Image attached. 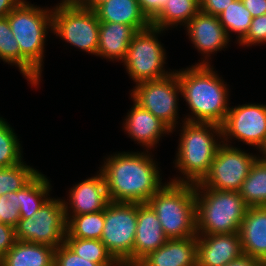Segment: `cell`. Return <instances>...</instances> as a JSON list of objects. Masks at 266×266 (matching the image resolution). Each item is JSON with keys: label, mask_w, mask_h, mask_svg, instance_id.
<instances>
[{"label": "cell", "mask_w": 266, "mask_h": 266, "mask_svg": "<svg viewBox=\"0 0 266 266\" xmlns=\"http://www.w3.org/2000/svg\"><path fill=\"white\" fill-rule=\"evenodd\" d=\"M151 153L123 151L105 157L100 171L110 201L147 203L165 184Z\"/></svg>", "instance_id": "1"}, {"label": "cell", "mask_w": 266, "mask_h": 266, "mask_svg": "<svg viewBox=\"0 0 266 266\" xmlns=\"http://www.w3.org/2000/svg\"><path fill=\"white\" fill-rule=\"evenodd\" d=\"M211 65H192L177 70L181 97L191 111L184 121L222 125L229 106V88Z\"/></svg>", "instance_id": "2"}, {"label": "cell", "mask_w": 266, "mask_h": 266, "mask_svg": "<svg viewBox=\"0 0 266 266\" xmlns=\"http://www.w3.org/2000/svg\"><path fill=\"white\" fill-rule=\"evenodd\" d=\"M52 8L22 0L6 17L20 48V72L37 87L43 71L45 42L52 32Z\"/></svg>", "instance_id": "3"}, {"label": "cell", "mask_w": 266, "mask_h": 266, "mask_svg": "<svg viewBox=\"0 0 266 266\" xmlns=\"http://www.w3.org/2000/svg\"><path fill=\"white\" fill-rule=\"evenodd\" d=\"M182 124L176 159L173 161L174 168L181 172V176L173 177L170 181L197 184L209 173L211 163L223 143L222 129L214 123L188 122L183 119Z\"/></svg>", "instance_id": "4"}, {"label": "cell", "mask_w": 266, "mask_h": 266, "mask_svg": "<svg viewBox=\"0 0 266 266\" xmlns=\"http://www.w3.org/2000/svg\"><path fill=\"white\" fill-rule=\"evenodd\" d=\"M147 203L168 239L197 235L195 184L165 182Z\"/></svg>", "instance_id": "5"}, {"label": "cell", "mask_w": 266, "mask_h": 266, "mask_svg": "<svg viewBox=\"0 0 266 266\" xmlns=\"http://www.w3.org/2000/svg\"><path fill=\"white\" fill-rule=\"evenodd\" d=\"M197 235L239 232L248 206L237 191H220L195 184Z\"/></svg>", "instance_id": "6"}, {"label": "cell", "mask_w": 266, "mask_h": 266, "mask_svg": "<svg viewBox=\"0 0 266 266\" xmlns=\"http://www.w3.org/2000/svg\"><path fill=\"white\" fill-rule=\"evenodd\" d=\"M165 32L150 25L137 31L128 47L124 66L129 77L135 84L162 79L173 71L165 69L166 49L158 39V35Z\"/></svg>", "instance_id": "7"}, {"label": "cell", "mask_w": 266, "mask_h": 266, "mask_svg": "<svg viewBox=\"0 0 266 266\" xmlns=\"http://www.w3.org/2000/svg\"><path fill=\"white\" fill-rule=\"evenodd\" d=\"M138 203L110 201L104 210L101 241L121 266H133Z\"/></svg>", "instance_id": "8"}, {"label": "cell", "mask_w": 266, "mask_h": 266, "mask_svg": "<svg viewBox=\"0 0 266 266\" xmlns=\"http://www.w3.org/2000/svg\"><path fill=\"white\" fill-rule=\"evenodd\" d=\"M100 21L81 6H54L52 33L81 51L97 56Z\"/></svg>", "instance_id": "9"}, {"label": "cell", "mask_w": 266, "mask_h": 266, "mask_svg": "<svg viewBox=\"0 0 266 266\" xmlns=\"http://www.w3.org/2000/svg\"><path fill=\"white\" fill-rule=\"evenodd\" d=\"M132 89V101L159 118L172 132L175 131L179 122L178 98L181 95L176 69L162 79L141 82Z\"/></svg>", "instance_id": "10"}, {"label": "cell", "mask_w": 266, "mask_h": 266, "mask_svg": "<svg viewBox=\"0 0 266 266\" xmlns=\"http://www.w3.org/2000/svg\"><path fill=\"white\" fill-rule=\"evenodd\" d=\"M66 224L63 199L50 197L30 218L18 221L15 238L56 249L64 243Z\"/></svg>", "instance_id": "11"}, {"label": "cell", "mask_w": 266, "mask_h": 266, "mask_svg": "<svg viewBox=\"0 0 266 266\" xmlns=\"http://www.w3.org/2000/svg\"><path fill=\"white\" fill-rule=\"evenodd\" d=\"M258 155L222 143L211 163L209 173L200 184L220 191H239Z\"/></svg>", "instance_id": "12"}, {"label": "cell", "mask_w": 266, "mask_h": 266, "mask_svg": "<svg viewBox=\"0 0 266 266\" xmlns=\"http://www.w3.org/2000/svg\"><path fill=\"white\" fill-rule=\"evenodd\" d=\"M221 129L224 143L232 145L234 139L259 150L266 140V105L248 103L230 107Z\"/></svg>", "instance_id": "13"}, {"label": "cell", "mask_w": 266, "mask_h": 266, "mask_svg": "<svg viewBox=\"0 0 266 266\" xmlns=\"http://www.w3.org/2000/svg\"><path fill=\"white\" fill-rule=\"evenodd\" d=\"M184 27L188 38L204 60L196 65H211V54L225 49L230 38L221 25L218 16L199 11ZM210 57V58H209ZM209 59V60H208Z\"/></svg>", "instance_id": "14"}, {"label": "cell", "mask_w": 266, "mask_h": 266, "mask_svg": "<svg viewBox=\"0 0 266 266\" xmlns=\"http://www.w3.org/2000/svg\"><path fill=\"white\" fill-rule=\"evenodd\" d=\"M68 195L67 201L63 200L66 222L72 216L103 211L110 202L105 178L100 170L95 176L73 185Z\"/></svg>", "instance_id": "15"}, {"label": "cell", "mask_w": 266, "mask_h": 266, "mask_svg": "<svg viewBox=\"0 0 266 266\" xmlns=\"http://www.w3.org/2000/svg\"><path fill=\"white\" fill-rule=\"evenodd\" d=\"M242 254L239 232L197 235V266H224Z\"/></svg>", "instance_id": "16"}, {"label": "cell", "mask_w": 266, "mask_h": 266, "mask_svg": "<svg viewBox=\"0 0 266 266\" xmlns=\"http://www.w3.org/2000/svg\"><path fill=\"white\" fill-rule=\"evenodd\" d=\"M124 121L122 129L128 133L127 135L131 139L143 146V149L145 147L146 151H152V148L157 147L156 145L164 134L166 136V134L172 133V130L164 122L134 101Z\"/></svg>", "instance_id": "17"}, {"label": "cell", "mask_w": 266, "mask_h": 266, "mask_svg": "<svg viewBox=\"0 0 266 266\" xmlns=\"http://www.w3.org/2000/svg\"><path fill=\"white\" fill-rule=\"evenodd\" d=\"M167 240L156 212L148 203H138L133 266H136L150 252L163 246Z\"/></svg>", "instance_id": "18"}, {"label": "cell", "mask_w": 266, "mask_h": 266, "mask_svg": "<svg viewBox=\"0 0 266 266\" xmlns=\"http://www.w3.org/2000/svg\"><path fill=\"white\" fill-rule=\"evenodd\" d=\"M136 266H197V235L168 239Z\"/></svg>", "instance_id": "19"}, {"label": "cell", "mask_w": 266, "mask_h": 266, "mask_svg": "<svg viewBox=\"0 0 266 266\" xmlns=\"http://www.w3.org/2000/svg\"><path fill=\"white\" fill-rule=\"evenodd\" d=\"M243 254L266 260V206L248 207L239 230Z\"/></svg>", "instance_id": "20"}, {"label": "cell", "mask_w": 266, "mask_h": 266, "mask_svg": "<svg viewBox=\"0 0 266 266\" xmlns=\"http://www.w3.org/2000/svg\"><path fill=\"white\" fill-rule=\"evenodd\" d=\"M136 32L128 24L100 22L97 56L123 63Z\"/></svg>", "instance_id": "21"}, {"label": "cell", "mask_w": 266, "mask_h": 266, "mask_svg": "<svg viewBox=\"0 0 266 266\" xmlns=\"http://www.w3.org/2000/svg\"><path fill=\"white\" fill-rule=\"evenodd\" d=\"M94 12L100 22L128 24L136 31L146 29L151 25L141 11L137 0H107Z\"/></svg>", "instance_id": "22"}, {"label": "cell", "mask_w": 266, "mask_h": 266, "mask_svg": "<svg viewBox=\"0 0 266 266\" xmlns=\"http://www.w3.org/2000/svg\"><path fill=\"white\" fill-rule=\"evenodd\" d=\"M55 248L16 240L1 259V266H54Z\"/></svg>", "instance_id": "23"}, {"label": "cell", "mask_w": 266, "mask_h": 266, "mask_svg": "<svg viewBox=\"0 0 266 266\" xmlns=\"http://www.w3.org/2000/svg\"><path fill=\"white\" fill-rule=\"evenodd\" d=\"M51 189L48 177L38 172L24 187L15 191L14 203L21 219H28L35 214L50 198Z\"/></svg>", "instance_id": "24"}, {"label": "cell", "mask_w": 266, "mask_h": 266, "mask_svg": "<svg viewBox=\"0 0 266 266\" xmlns=\"http://www.w3.org/2000/svg\"><path fill=\"white\" fill-rule=\"evenodd\" d=\"M200 0H168L151 25L169 30L179 25L185 26L199 11Z\"/></svg>", "instance_id": "25"}, {"label": "cell", "mask_w": 266, "mask_h": 266, "mask_svg": "<svg viewBox=\"0 0 266 266\" xmlns=\"http://www.w3.org/2000/svg\"><path fill=\"white\" fill-rule=\"evenodd\" d=\"M238 192L248 207L266 206V160L256 159Z\"/></svg>", "instance_id": "26"}, {"label": "cell", "mask_w": 266, "mask_h": 266, "mask_svg": "<svg viewBox=\"0 0 266 266\" xmlns=\"http://www.w3.org/2000/svg\"><path fill=\"white\" fill-rule=\"evenodd\" d=\"M104 210L72 216L67 221L65 238L98 239L104 228Z\"/></svg>", "instance_id": "27"}, {"label": "cell", "mask_w": 266, "mask_h": 266, "mask_svg": "<svg viewBox=\"0 0 266 266\" xmlns=\"http://www.w3.org/2000/svg\"><path fill=\"white\" fill-rule=\"evenodd\" d=\"M64 243L78 256L101 266H121L98 239L65 238Z\"/></svg>", "instance_id": "28"}, {"label": "cell", "mask_w": 266, "mask_h": 266, "mask_svg": "<svg viewBox=\"0 0 266 266\" xmlns=\"http://www.w3.org/2000/svg\"><path fill=\"white\" fill-rule=\"evenodd\" d=\"M221 25L231 39V34L236 33L237 42L239 43L248 33L252 22V15L245 8L241 0H234L226 9L218 15Z\"/></svg>", "instance_id": "29"}, {"label": "cell", "mask_w": 266, "mask_h": 266, "mask_svg": "<svg viewBox=\"0 0 266 266\" xmlns=\"http://www.w3.org/2000/svg\"><path fill=\"white\" fill-rule=\"evenodd\" d=\"M22 146L11 125L0 118V168L12 167L23 161Z\"/></svg>", "instance_id": "30"}, {"label": "cell", "mask_w": 266, "mask_h": 266, "mask_svg": "<svg viewBox=\"0 0 266 266\" xmlns=\"http://www.w3.org/2000/svg\"><path fill=\"white\" fill-rule=\"evenodd\" d=\"M39 171L25 161L12 166L0 168V196L15 192L24 187Z\"/></svg>", "instance_id": "31"}, {"label": "cell", "mask_w": 266, "mask_h": 266, "mask_svg": "<svg viewBox=\"0 0 266 266\" xmlns=\"http://www.w3.org/2000/svg\"><path fill=\"white\" fill-rule=\"evenodd\" d=\"M0 59L11 66H17L20 71V48L7 17L0 18Z\"/></svg>", "instance_id": "32"}, {"label": "cell", "mask_w": 266, "mask_h": 266, "mask_svg": "<svg viewBox=\"0 0 266 266\" xmlns=\"http://www.w3.org/2000/svg\"><path fill=\"white\" fill-rule=\"evenodd\" d=\"M266 43V14L253 17L246 36L237 43L239 46H255Z\"/></svg>", "instance_id": "33"}, {"label": "cell", "mask_w": 266, "mask_h": 266, "mask_svg": "<svg viewBox=\"0 0 266 266\" xmlns=\"http://www.w3.org/2000/svg\"><path fill=\"white\" fill-rule=\"evenodd\" d=\"M54 266H101L78 256L65 243L54 251Z\"/></svg>", "instance_id": "34"}, {"label": "cell", "mask_w": 266, "mask_h": 266, "mask_svg": "<svg viewBox=\"0 0 266 266\" xmlns=\"http://www.w3.org/2000/svg\"><path fill=\"white\" fill-rule=\"evenodd\" d=\"M15 192L2 196L1 223L15 227L21 219L19 209L14 203Z\"/></svg>", "instance_id": "35"}, {"label": "cell", "mask_w": 266, "mask_h": 266, "mask_svg": "<svg viewBox=\"0 0 266 266\" xmlns=\"http://www.w3.org/2000/svg\"><path fill=\"white\" fill-rule=\"evenodd\" d=\"M16 241L14 227L0 222V260Z\"/></svg>", "instance_id": "36"}, {"label": "cell", "mask_w": 266, "mask_h": 266, "mask_svg": "<svg viewBox=\"0 0 266 266\" xmlns=\"http://www.w3.org/2000/svg\"><path fill=\"white\" fill-rule=\"evenodd\" d=\"M168 0H137L140 9L151 22L163 9Z\"/></svg>", "instance_id": "37"}, {"label": "cell", "mask_w": 266, "mask_h": 266, "mask_svg": "<svg viewBox=\"0 0 266 266\" xmlns=\"http://www.w3.org/2000/svg\"><path fill=\"white\" fill-rule=\"evenodd\" d=\"M234 0H200V11L218 16L228 7Z\"/></svg>", "instance_id": "38"}, {"label": "cell", "mask_w": 266, "mask_h": 266, "mask_svg": "<svg viewBox=\"0 0 266 266\" xmlns=\"http://www.w3.org/2000/svg\"><path fill=\"white\" fill-rule=\"evenodd\" d=\"M252 17L266 14V0H241Z\"/></svg>", "instance_id": "39"}, {"label": "cell", "mask_w": 266, "mask_h": 266, "mask_svg": "<svg viewBox=\"0 0 266 266\" xmlns=\"http://www.w3.org/2000/svg\"><path fill=\"white\" fill-rule=\"evenodd\" d=\"M224 266H263V262L252 256L242 254L239 258L230 261Z\"/></svg>", "instance_id": "40"}, {"label": "cell", "mask_w": 266, "mask_h": 266, "mask_svg": "<svg viewBox=\"0 0 266 266\" xmlns=\"http://www.w3.org/2000/svg\"><path fill=\"white\" fill-rule=\"evenodd\" d=\"M22 0H0V18L6 17Z\"/></svg>", "instance_id": "41"}, {"label": "cell", "mask_w": 266, "mask_h": 266, "mask_svg": "<svg viewBox=\"0 0 266 266\" xmlns=\"http://www.w3.org/2000/svg\"><path fill=\"white\" fill-rule=\"evenodd\" d=\"M107 0H87L81 7L94 11L97 7L105 3Z\"/></svg>", "instance_id": "42"}, {"label": "cell", "mask_w": 266, "mask_h": 266, "mask_svg": "<svg viewBox=\"0 0 266 266\" xmlns=\"http://www.w3.org/2000/svg\"><path fill=\"white\" fill-rule=\"evenodd\" d=\"M87 0H61L56 6H82Z\"/></svg>", "instance_id": "43"}, {"label": "cell", "mask_w": 266, "mask_h": 266, "mask_svg": "<svg viewBox=\"0 0 266 266\" xmlns=\"http://www.w3.org/2000/svg\"><path fill=\"white\" fill-rule=\"evenodd\" d=\"M258 152H260V156H258L261 159L266 160V140L264 142V144L261 146V148L258 150Z\"/></svg>", "instance_id": "44"}, {"label": "cell", "mask_w": 266, "mask_h": 266, "mask_svg": "<svg viewBox=\"0 0 266 266\" xmlns=\"http://www.w3.org/2000/svg\"><path fill=\"white\" fill-rule=\"evenodd\" d=\"M2 196H0V222H1Z\"/></svg>", "instance_id": "45"}]
</instances>
